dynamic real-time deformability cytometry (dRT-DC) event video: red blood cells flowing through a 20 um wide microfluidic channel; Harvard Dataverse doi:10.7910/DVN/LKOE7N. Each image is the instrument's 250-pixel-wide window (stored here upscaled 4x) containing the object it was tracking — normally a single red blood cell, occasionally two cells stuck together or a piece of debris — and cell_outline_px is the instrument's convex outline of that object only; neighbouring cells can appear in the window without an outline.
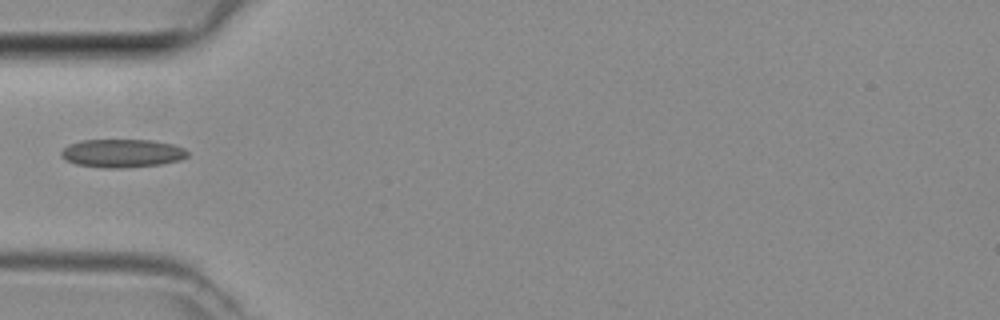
{"species": "common noctule bat (a hibernating species)", "species_latin": "Nyctalus noctula", "temperature_condition": "room temperature", "stored_images_in_passage": 2, "camera_frame_rate_fps": 3000, "um_per_image_px": 0.085, "animal": {"sex": "female", "body_mass_g": 29.2, "forearm_length_mm": 56.3}, "frame": {"image": 1, "passage_image": 1, "time_ms": 0.0, "image_size_px": [1000, 320], "cell_outline_px": [[188, 156], [180, 160], [160, 164], [120, 168], [100, 168], [76, 164], [64, 160], [60, 156], [60, 152], [68, 144], [80, 140], [152, 140], [172, 144], [184, 148], [188, 152]], "centroid_in_image_um": [10.34, 13.03], "position_along_channel_um": 74.7, "area_um2": 20.98}}
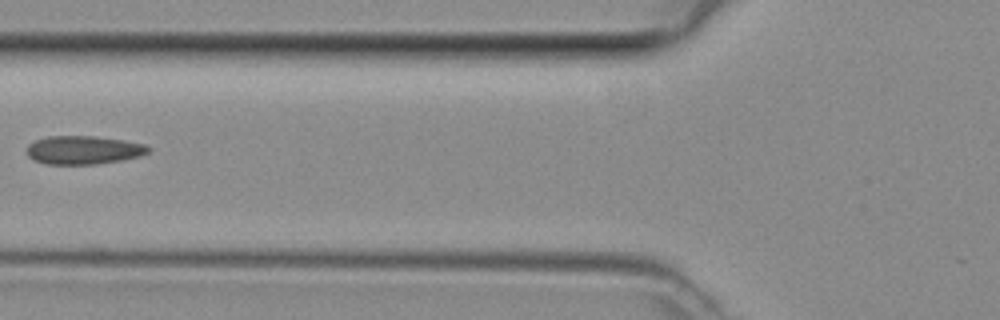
{"frame": {"image": 2, "passage_image": 2, "time_ms": 0.333, "image_size_px": [1000, 320], "cell_outline_px": [[152, 148], [148, 152], [140, 156], [120, 160], [96, 164], [48, 164], [32, 160], [24, 152], [28, 144], [36, 140], [48, 136], [96, 136], [124, 140], [148, 144]], "centroid_in_image_um": [7.09, 12.74], "position_along_channel_um": 118.7, "area_um2": 20.4}}